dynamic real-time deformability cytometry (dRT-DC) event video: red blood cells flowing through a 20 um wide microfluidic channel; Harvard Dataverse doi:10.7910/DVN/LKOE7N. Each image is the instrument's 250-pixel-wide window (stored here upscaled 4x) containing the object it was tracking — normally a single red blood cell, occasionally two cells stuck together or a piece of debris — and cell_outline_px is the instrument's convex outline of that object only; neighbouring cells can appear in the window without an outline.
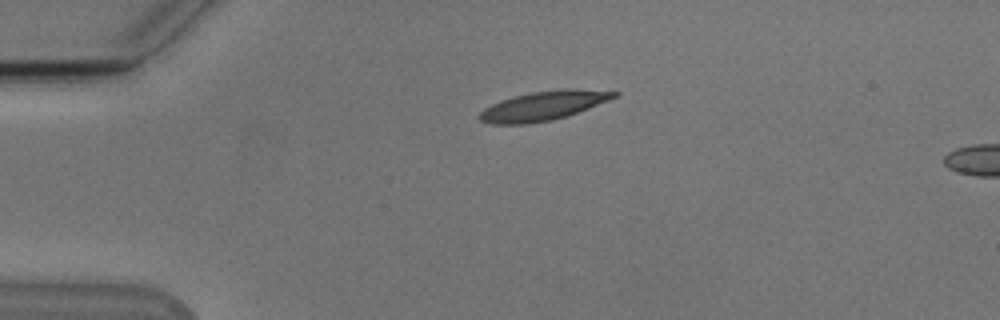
{"species": "Egyptian fruit bat (a non-hibernating species)", "species_latin": "Rousettus aegyptiacus", "temperature_condition": "cold", "stored_images_in_passage": 35, "camera_frame_rate_fps": 3000, "um_per_image_px": 0.085, "animal": {"sex": "male"}, "frame": {"image": 1, "passage_image": 1, "time_ms": 0.0, "image_size_px": [1000, 320], "cell_outline_px": [[620, 96], [568, 116], [552, 120], [528, 124], [492, 124], [480, 120], [476, 116], [484, 108], [500, 100], [532, 92], [564, 88], [576, 88], [620, 92]], "centroid_in_image_um": [46.22, 8.99], "position_along_channel_um": 38.8, "area_um2": 23.12}}
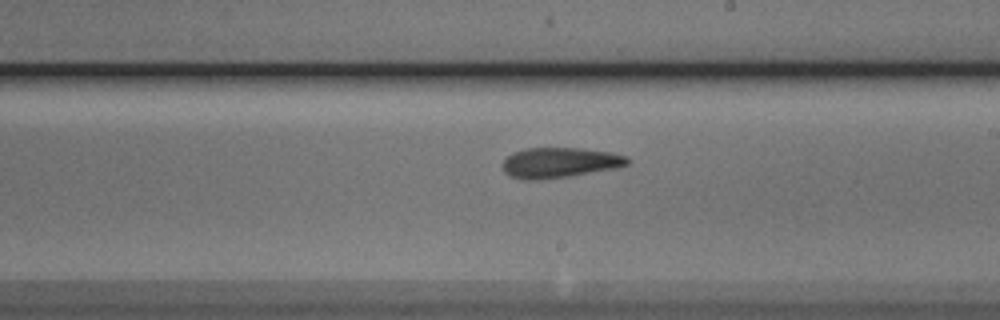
{"frame": {"image": 2, "passage_image": 20, "time_ms": 6.333, "image_size_px": [1000, 320], "cell_outline_px": [[632, 160], [628, 164], [616, 168], [572, 176], [540, 180], [524, 180], [512, 176], [504, 172], [500, 164], [512, 152], [524, 148], [584, 148], [612, 152], [628, 156]], "centroid_in_image_um": [47.59, 13.82], "position_along_channel_um": 241.4, "area_um2": 22.48}}
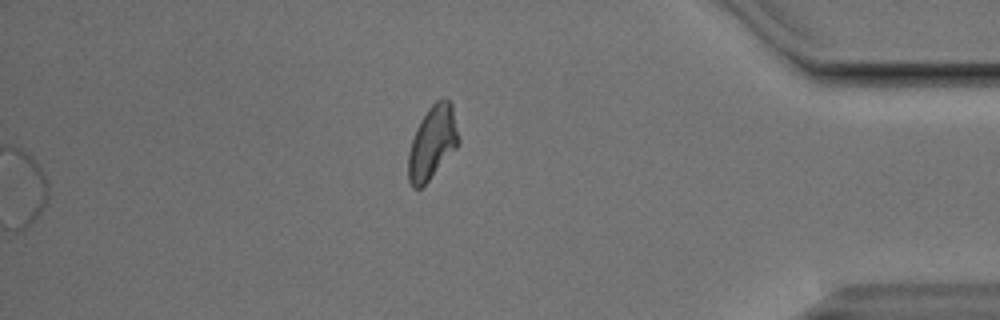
{"frame": {"image": 3, "passage_image": 35, "time_ms": 11.333, "image_size_px": [1000, 320], "cell_outline_px": [[460, 144], [428, 180], [420, 188], [412, 188], [408, 180], [408, 152], [416, 128], [420, 120], [428, 108], [436, 100], [448, 100], [452, 104], [460, 140]], "centroid_in_image_um": [36.75, 12.11], "position_along_channel_um": 398.5, "area_um2": 21.33}, "authors_computed_cell_mechanics": {"area_um2": 22.0796, "velocity_mm_per_s": 3.7874, "shape_relaxation_time_tau1_ms": 10.4409, "shape_relaxation_time_tau2_ms": 4.4879, "deformation_change_tau1": 0.266, "deformation_change_tau2": 0.1317}}